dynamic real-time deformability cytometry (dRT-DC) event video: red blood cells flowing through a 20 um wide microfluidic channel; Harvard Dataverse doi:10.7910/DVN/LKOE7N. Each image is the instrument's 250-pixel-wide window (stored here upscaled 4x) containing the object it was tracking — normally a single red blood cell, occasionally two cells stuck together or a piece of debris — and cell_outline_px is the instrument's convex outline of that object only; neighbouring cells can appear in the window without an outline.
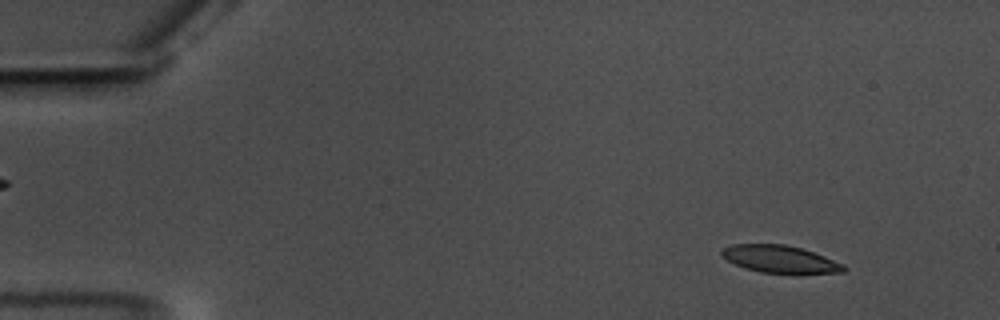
{"species": "common noctule bat (a hibernating species)", "species_latin": "Nyctalus noctula", "temperature_condition": "warm", "stored_images_in_passage": 58, "camera_frame_rate_fps": 3000, "um_per_image_px": 0.085, "animal": {"sex": "male", "body_mass_g": 17.5, "forearm_length_mm": 52.3}, "frame": {"image": 1, "passage_image": 6, "time_ms": 1.667, "image_size_px": [1000, 320], "cell_outline_px": [[848, 268], [844, 272], [760, 272], [744, 268], [720, 256], [720, 252], [724, 248], [732, 244], [784, 244], [800, 248], [824, 256], [844, 264]], "centroid_in_image_um": [66.26, 22.01], "position_along_channel_um": 18.7, "area_um2": 19.02}}
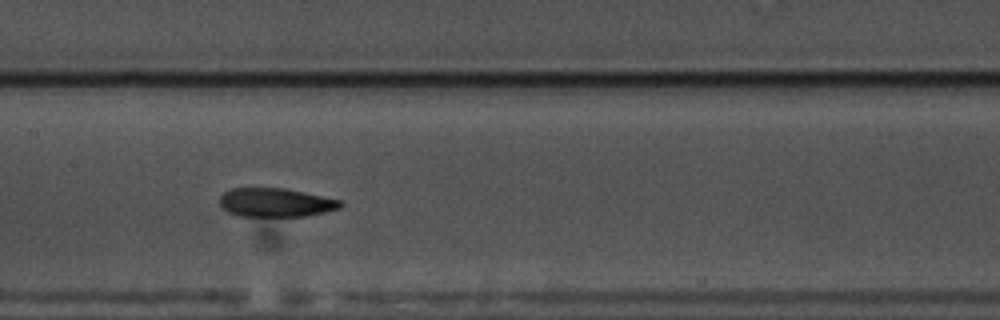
{"frame": {"image": 2, "passage_image": 29, "time_ms": 9.333, "image_size_px": [1000, 320], "cell_outline_px": [[344, 204], [340, 208], [324, 212], [304, 216], [236, 216], [220, 208], [220, 196], [224, 192], [232, 188], [284, 188], [344, 200]], "centroid_in_image_um": [23.43, 17.21], "position_along_channel_um": 184.0, "area_um2": 20.46}}
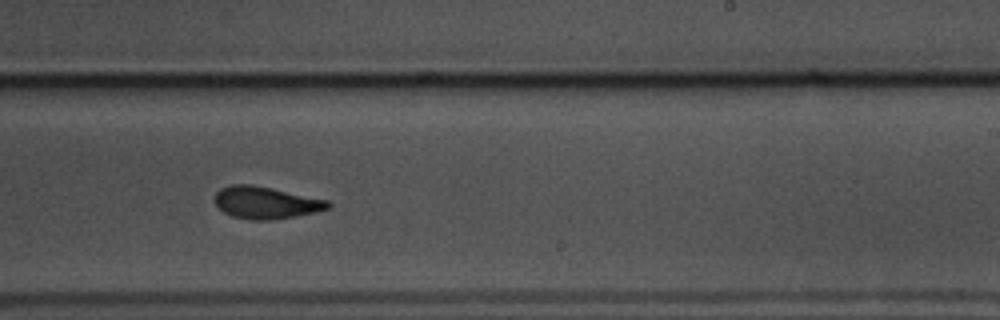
{"frame": {"image": 3, "passage_image": 36, "time_ms": 11.667, "image_size_px": [1000, 320], "cell_outline_px": [[332, 204], [328, 208], [316, 212], [272, 220], [252, 220], [232, 216], [224, 212], [212, 200], [216, 192], [220, 188], [228, 184], [252, 184], [328, 200]], "centroid_in_image_um": [22.55, 17.21], "position_along_channel_um": 266.4, "area_um2": 21.27}, "authors_computed_cell_mechanics": {"area_um2": 20.8947, "velocity_mm_per_s": 3.5411, "shape_relaxation_time_tau1_ms": 5.8403, "shape_relaxation_time_tau2_ms": 2.8771, "deformation_change_tau1": 0.1603, "deformation_change_tau2": 0.1001}}